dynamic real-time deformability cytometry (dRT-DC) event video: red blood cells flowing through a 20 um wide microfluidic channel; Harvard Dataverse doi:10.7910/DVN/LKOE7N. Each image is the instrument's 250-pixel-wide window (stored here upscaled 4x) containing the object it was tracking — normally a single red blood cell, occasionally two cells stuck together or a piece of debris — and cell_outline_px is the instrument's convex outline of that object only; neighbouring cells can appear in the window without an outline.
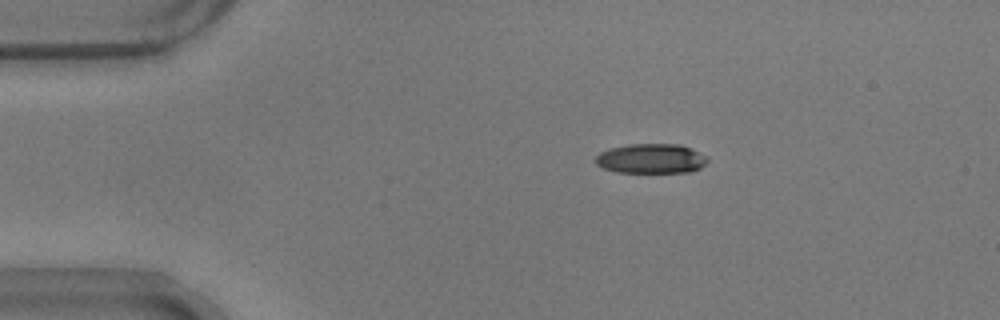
{"species": "common noctule bat (a hibernating species)", "species_latin": "Nyctalus noctula", "temperature_condition": "warm", "stored_images_in_passage": 43, "camera_frame_rate_fps": 3000, "um_per_image_px": 0.085, "animal": {"sex": "male", "body_mass_g": 17.9}, "frame": {"image": 1, "passage_image": 1, "time_ms": 0.0, "image_size_px": [1000, 320], "cell_outline_px": [[708, 160], [700, 168], [692, 172], [616, 172], [604, 168], [596, 164], [596, 156], [600, 152], [608, 148], [628, 144], [680, 144], [692, 148], [704, 156]], "centroid_in_image_um": [55.33, 13.47], "position_along_channel_um": 29.7, "area_um2": 19.36}}
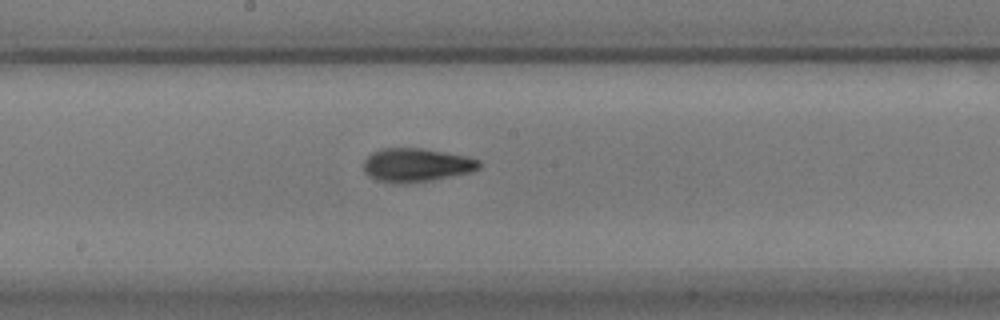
{"frame": {"image": 2, "passage_image": 20, "time_ms": 6.333, "image_size_px": [1000, 320], "cell_outline_px": [[480, 168], [472, 172], [432, 180], [404, 184], [396, 184], [376, 180], [368, 176], [364, 172], [364, 160], [372, 152], [384, 148], [420, 148], [468, 156], [480, 160]], "centroid_in_image_um": [35.39, 14.04], "position_along_channel_um": 212.8, "area_um2": 22.83}}
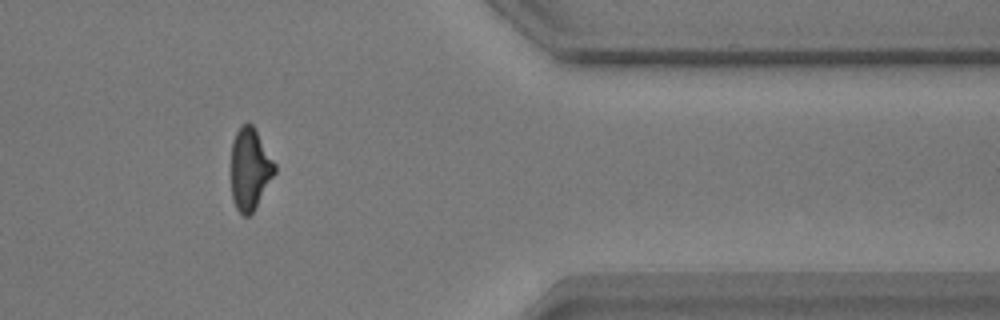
{"frame": {"image": 3, "passage_image": 36, "time_ms": 11.667, "image_size_px": [1000, 320], "cell_outline_px": [[276, 172], [252, 212], [248, 216], [244, 216], [236, 208], [232, 196], [232, 140], [240, 124], [252, 124], [256, 128], [276, 164]], "centroid_in_image_um": [21.26, 14.31], "position_along_channel_um": 390.1, "area_um2": 20.69}, "authors_computed_cell_mechanics": {"area_um2": 21.5016, "velocity_mm_per_s": 3.7289, "shape_relaxation_time_tau1_ms": 4.6023, "shape_relaxation_time_tau2_ms": 2.3585, "deformation_change_tau1": 0.1805, "deformation_change_tau2": 0.1011}}